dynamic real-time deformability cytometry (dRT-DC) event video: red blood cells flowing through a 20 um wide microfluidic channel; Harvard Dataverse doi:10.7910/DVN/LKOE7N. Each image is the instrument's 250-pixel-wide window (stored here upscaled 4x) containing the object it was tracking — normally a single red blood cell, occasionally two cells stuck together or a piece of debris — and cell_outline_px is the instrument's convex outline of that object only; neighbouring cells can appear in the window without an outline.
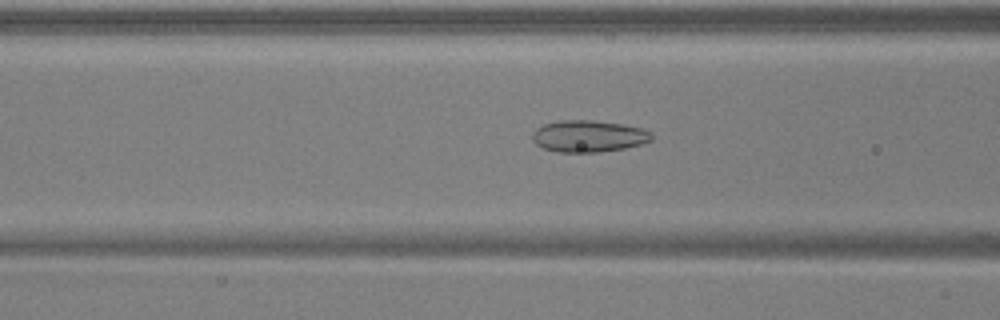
{"species": "common noctule bat (a hibernating species)", "species_latin": "Nyctalus noctula", "temperature_condition": "warm", "stored_images_in_passage": 31, "camera_frame_rate_fps": 3000, "um_per_image_px": 0.085, "animal": {"sex": "male", "body_mass_g": 17.9, "forearm_length_mm": 54.2}, "frame": {"image": 1, "passage_image": 13, "time_ms": 4.0, "image_size_px": [1000, 320], "cell_outline_px": [[652, 140], [640, 144], [624, 148], [600, 152], [560, 152], [544, 148], [536, 144], [532, 140], [532, 132], [536, 128], [544, 124], [560, 120], [592, 120], [624, 124], [640, 128], [652, 132]], "centroid_in_image_um": [50.01, 11.57], "position_along_channel_um": 116.6, "area_um2": 22.08}}
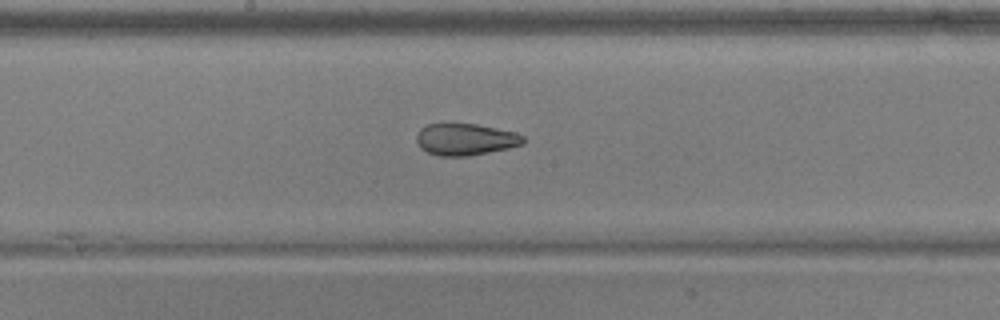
{"frame": {"image": 2, "passage_image": 20, "time_ms": 6.333, "image_size_px": [1000, 320], "cell_outline_px": [[524, 144], [508, 148], [468, 156], [440, 156], [428, 152], [420, 148], [416, 140], [416, 136], [420, 128], [428, 124], [444, 120], [476, 124], [516, 132], [524, 136]], "centroid_in_image_um": [39.51, 11.8], "position_along_channel_um": 208.7, "area_um2": 20.4}}
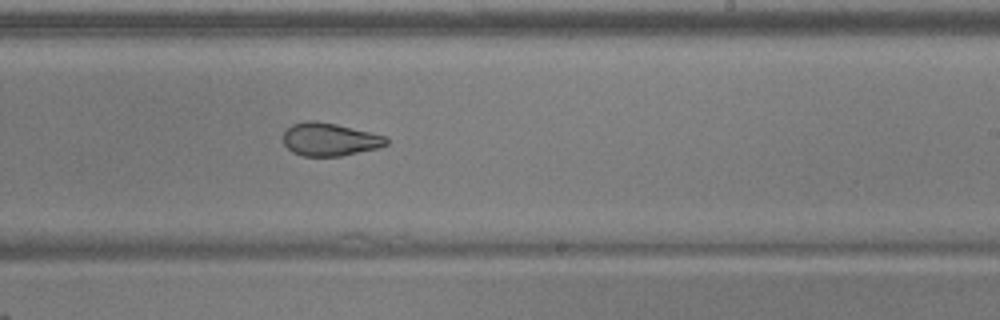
{"frame": {"image": 3, "passage_image": 24, "time_ms": 7.667, "image_size_px": [1000, 320], "cell_outline_px": [[388, 144], [376, 148], [340, 156], [304, 156], [292, 152], [284, 144], [284, 132], [292, 124], [304, 120], [316, 120], [336, 124], [384, 136], [388, 140]], "centroid_in_image_um": [27.98, 11.84], "position_along_channel_um": 261.0, "area_um2": 19.59}}